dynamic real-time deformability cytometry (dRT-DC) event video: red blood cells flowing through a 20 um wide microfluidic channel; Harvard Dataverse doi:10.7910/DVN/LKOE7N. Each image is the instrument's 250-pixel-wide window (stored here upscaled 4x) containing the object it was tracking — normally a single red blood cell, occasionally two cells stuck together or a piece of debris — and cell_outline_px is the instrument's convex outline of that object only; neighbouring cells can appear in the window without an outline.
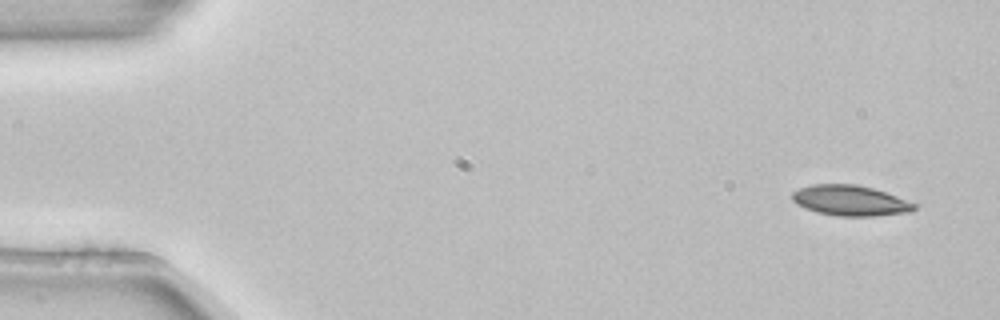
{"species": "common noctule bat (a hibernating species)", "species_latin": "Nyctalus noctula", "temperature_condition": "room temperature", "stored_images_in_passage": 3, "camera_frame_rate_fps": 3000, "um_per_image_px": 0.085, "animal": {"sex": "female", "body_mass_g": 22.7, "forearm_length_mm": 54.2}, "frame": {"image": 1, "passage_image": 1, "time_ms": 0.0, "image_size_px": [1000, 320], "cell_outline_px": [[920, 204], [912, 212], [876, 216], [836, 216], [816, 212], [796, 204], [792, 200], [792, 192], [800, 188], [812, 184], [856, 184], [872, 188]], "centroid_in_image_um": [72.3, 17.05], "position_along_channel_um": 12.7, "area_um2": 21.85}}
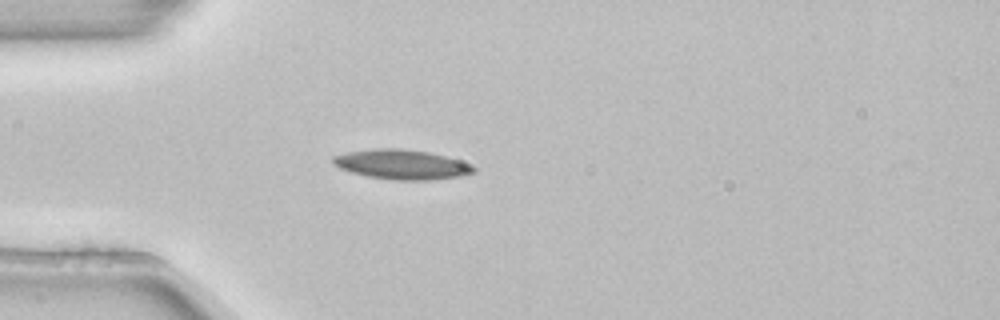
{"frame": {"image": 2, "passage_image": 3, "time_ms": 0.667, "image_size_px": [1000, 320], "cell_outline_px": [[476, 172], [460, 176], [432, 180], [392, 180], [368, 176], [352, 172], [340, 168], [332, 164], [332, 156], [348, 152], [376, 148], [400, 148], [428, 152], [444, 156], [468, 164], [476, 168]], "centroid_in_image_um": [34.11, 13.98], "position_along_channel_um": 50.9, "area_um2": 24.16}}